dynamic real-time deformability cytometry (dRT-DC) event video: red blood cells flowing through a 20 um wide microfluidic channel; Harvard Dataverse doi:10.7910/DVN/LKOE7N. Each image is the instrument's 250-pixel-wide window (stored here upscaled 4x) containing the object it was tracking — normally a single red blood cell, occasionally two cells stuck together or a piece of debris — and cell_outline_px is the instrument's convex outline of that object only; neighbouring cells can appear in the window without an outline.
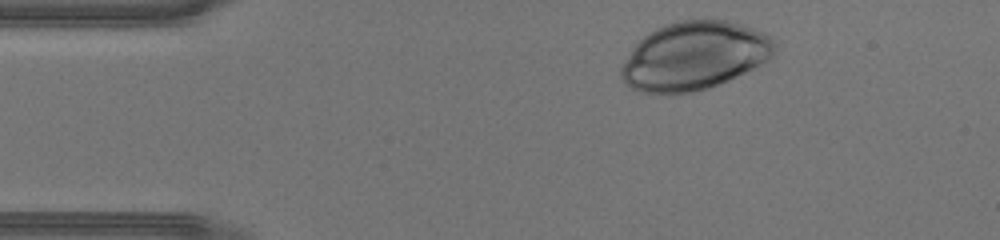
{"species": "human", "species_latin": "Homo sapiens", "temperature_condition": "warm", "stored_images_in_passage": 31, "camera_frame_rate_fps": 3000, "um_per_image_px": 0.085, "donor": {"sex": "male"}, "frame": {"image": 1, "passage_image": 2, "time_ms": 0.333, "image_size_px": [1000, 240], "cell_outline_px": [[776, 52], [768, 60], [736, 76], [716, 84], [692, 92], [672, 96], [660, 96], [640, 92], [632, 88], [620, 76], [620, 68], [632, 48], [648, 32], [664, 24], [676, 20], [728, 20], [764, 32], [776, 44]], "centroid_in_image_um": [58.97, 4.76], "position_along_channel_um": 26.0, "area_um2": 61.21}}
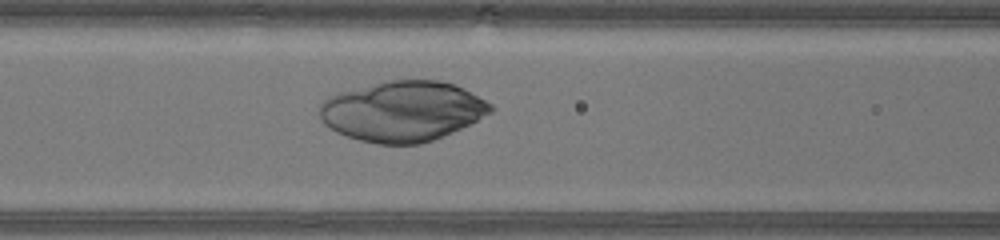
{"frame": {"image": 2, "passage_image": 13, "time_ms": 4.0, "image_size_px": [1000, 240], "cell_outline_px": [[496, 108], [492, 112], [452, 132], [432, 140], [420, 144], [380, 144], [360, 140], [336, 132], [324, 124], [320, 120], [320, 104], [328, 96], [336, 92], [388, 80], [440, 80], [464, 88], [492, 104]], "centroid_in_image_um": [34.19, 9.44], "position_along_channel_um": 132.4, "area_um2": 60.11}}
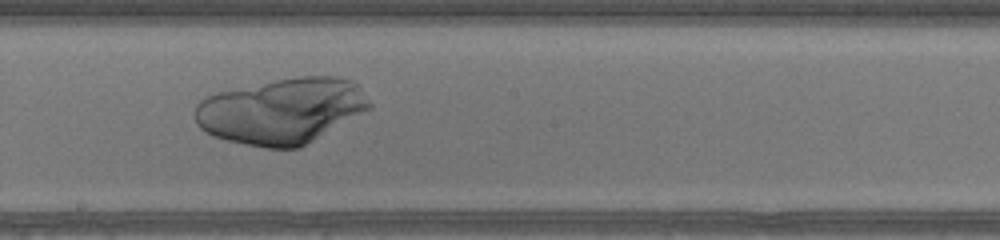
{"frame": {"image": 3, "passage_image": 19, "time_ms": 6.0, "image_size_px": [1000, 240], "cell_outline_px": [[372, 108], [300, 148], [264, 148], [244, 144], [228, 140], [216, 136], [200, 128], [196, 124], [196, 104], [200, 100], [216, 92], [276, 80], [300, 76], [336, 76], [352, 80], [360, 88], [372, 104]], "centroid_in_image_um": [23.97, 9.42], "position_along_channel_um": 224.2, "area_um2": 66.64}}